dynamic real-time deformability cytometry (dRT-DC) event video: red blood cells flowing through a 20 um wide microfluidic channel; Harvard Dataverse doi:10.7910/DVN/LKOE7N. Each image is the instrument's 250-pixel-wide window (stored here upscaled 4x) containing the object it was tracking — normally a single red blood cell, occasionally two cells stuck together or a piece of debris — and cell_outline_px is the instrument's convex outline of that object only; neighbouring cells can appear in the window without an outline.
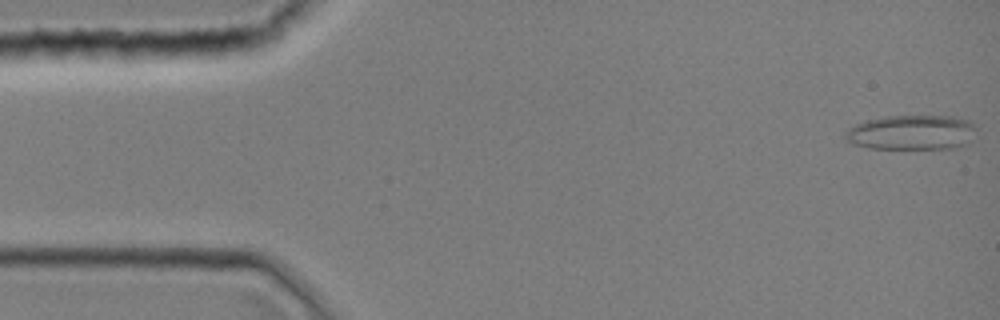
{"species": "common noctule bat (a hibernating species)", "species_latin": "Nyctalus noctula", "temperature_condition": "room temperature", "stored_images_in_passage": 8, "camera_frame_rate_fps": 3000, "um_per_image_px": 0.085, "animal": {"sex": "female", "body_mass_g": 19.0, "forearm_length_mm": 51.5}, "frame": {"image": 1, "passage_image": 1, "time_ms": 0.0, "image_size_px": [1000, 320], "cell_outline_px": [[976, 128], [972, 140], [964, 144], [952, 148], [872, 148], [856, 144], [848, 140], [844, 136], [844, 132], [848, 128], [864, 120], [884, 116], [952, 116], [968, 120]], "centroid_in_image_um": [77.49, 11.24], "position_along_channel_um": 7.5, "area_um2": 26.41}}